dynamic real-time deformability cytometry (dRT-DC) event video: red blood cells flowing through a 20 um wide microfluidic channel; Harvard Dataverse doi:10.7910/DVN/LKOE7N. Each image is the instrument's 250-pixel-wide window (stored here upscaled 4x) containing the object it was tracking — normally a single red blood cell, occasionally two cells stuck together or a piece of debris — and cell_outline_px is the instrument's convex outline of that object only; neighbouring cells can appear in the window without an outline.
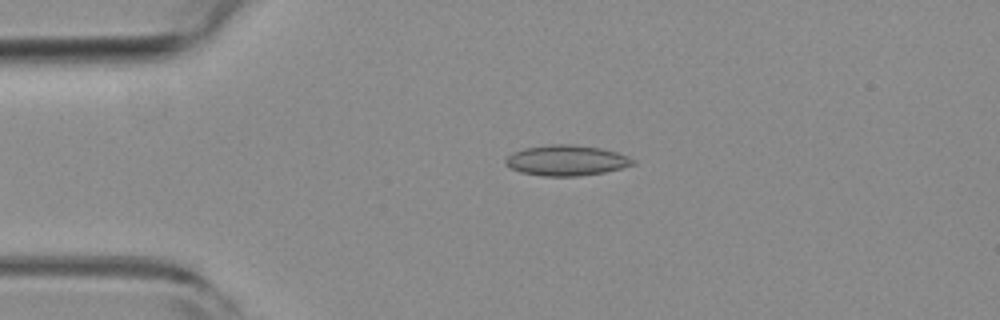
{"species": "common noctule bat (a hibernating species)", "species_latin": "Nyctalus noctula", "temperature_condition": "room temperature", "stored_images_in_passage": 48, "camera_frame_rate_fps": 3000, "um_per_image_px": 0.085, "animal": {"sex": "female", "body_mass_g": 19.3, "forearm_length_mm": 54.1}, "frame": {"image": 1, "passage_image": 6, "time_ms": 1.667, "image_size_px": [1000, 320], "cell_outline_px": [[636, 164], [604, 172], [580, 176], [544, 176], [520, 172], [504, 164], [504, 160], [512, 152], [524, 148], [548, 144], [572, 144], [600, 148], [616, 152], [628, 156], [636, 160]], "centroid_in_image_um": [48.13, 13.63], "position_along_channel_um": 36.9, "area_um2": 22.72}}
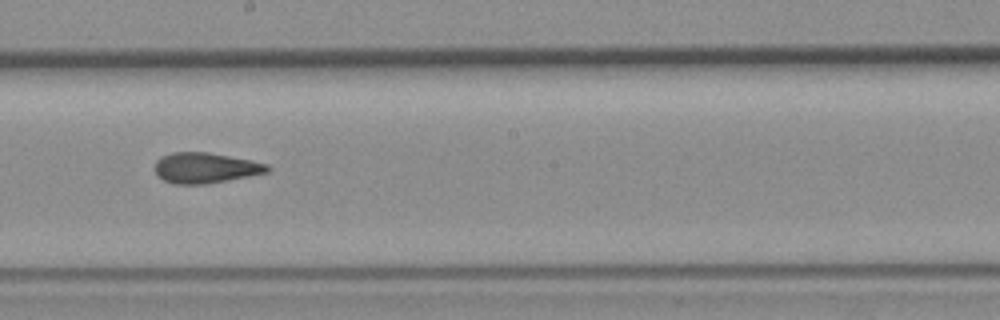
{"frame": {"image": 2, "passage_image": 24, "time_ms": 7.667, "image_size_px": [1000, 320], "cell_outline_px": [[272, 168], [268, 172], [208, 184], [172, 184], [156, 176], [156, 160], [172, 152], [208, 152], [252, 160], [268, 164]], "centroid_in_image_um": [17.48, 14.27], "position_along_channel_um": 230.7, "area_um2": 20.06}}
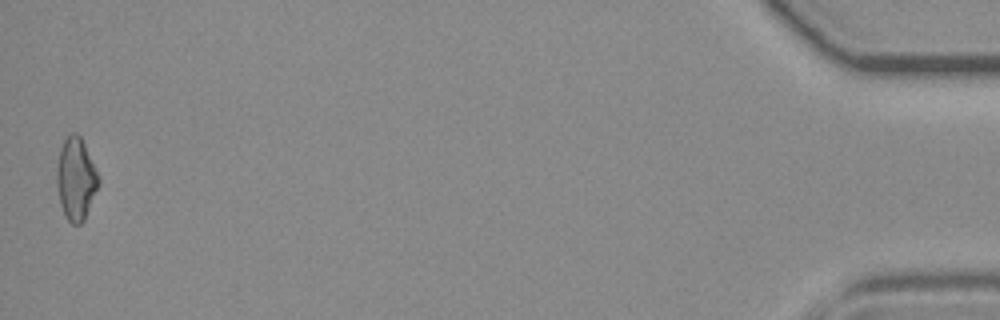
{"frame": {"image": 3, "passage_image": 48, "time_ms": 15.667, "image_size_px": [1000, 320], "cell_outline_px": [[100, 184], [84, 220], [80, 224], [72, 224], [68, 220], [60, 204], [56, 184], [56, 168], [60, 148], [64, 140], [72, 132], [76, 132], [80, 136], [84, 144], [100, 180]], "centroid_in_image_um": [6.44, 15.22], "position_along_channel_um": 428.8, "area_um2": 19.94}, "authors_computed_cell_mechanics": {"area_um2": 19.9988, "velocity_mm_per_s": 3.7537, "shape_relaxation_time_tau1_ms": null, "shape_relaxation_time_tau2_ms": 2.9527, "deformation_change_tau1": null, "deformation_change_tau2": 0.1021}}